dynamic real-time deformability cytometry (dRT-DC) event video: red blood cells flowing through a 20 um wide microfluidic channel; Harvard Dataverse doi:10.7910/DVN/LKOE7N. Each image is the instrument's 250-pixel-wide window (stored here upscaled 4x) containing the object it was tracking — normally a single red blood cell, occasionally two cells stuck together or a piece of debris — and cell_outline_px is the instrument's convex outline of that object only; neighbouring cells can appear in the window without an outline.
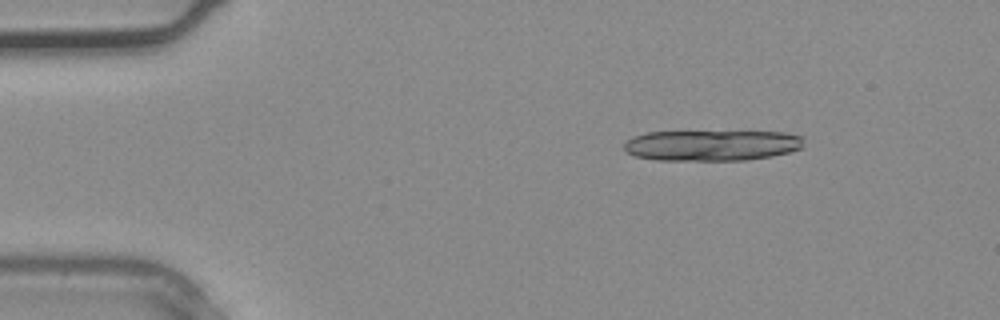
{"species": "common noctule bat (a hibernating species)", "species_latin": "Nyctalus noctula", "temperature_condition": "warm", "stored_images_in_passage": 2, "camera_frame_rate_fps": 3000, "um_per_image_px": 0.085, "animal": {"sex": "male", "body_mass_g": 20.4}, "frame": {"image": 1, "passage_image": 1, "time_ms": 0.0, "image_size_px": [1000, 320], "cell_outline_px": [[804, 140], [800, 148], [788, 152], [772, 156], [744, 160], [656, 160], [636, 156], [624, 152], [624, 144], [632, 136], [648, 132], [784, 132], [804, 136]], "centroid_in_image_um": [60.48, 12.35], "position_along_channel_um": 24.5, "area_um2": 32.19}}